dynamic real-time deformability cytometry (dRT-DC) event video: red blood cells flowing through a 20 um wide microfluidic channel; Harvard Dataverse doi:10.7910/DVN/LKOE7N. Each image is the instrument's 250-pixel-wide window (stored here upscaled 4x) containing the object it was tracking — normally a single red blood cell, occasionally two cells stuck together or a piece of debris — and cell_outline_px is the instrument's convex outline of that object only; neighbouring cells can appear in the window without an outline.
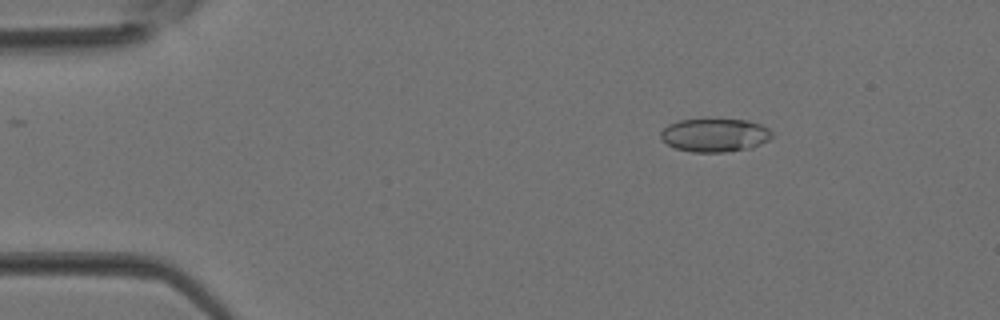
{"species": "Egyptian fruit bat (a non-hibernating species)", "species_latin": "Rousettus aegyptiacus", "temperature_condition": "room temperature", "stored_images_in_passage": 18, "camera_frame_rate_fps": 3000, "um_per_image_px": 0.085, "animal": {"sex": "female"}, "frame": {"image": 1, "passage_image": 1, "time_ms": 0.0, "image_size_px": [1000, 320], "cell_outline_px": [[772, 136], [768, 140], [752, 148], [724, 152], [692, 152], [676, 148], [668, 144], [660, 136], [660, 132], [668, 124], [680, 120], [748, 120], [760, 124], [768, 128], [772, 132]], "centroid_in_image_um": [60.77, 11.49], "position_along_channel_um": 24.2, "area_um2": 21.44}}
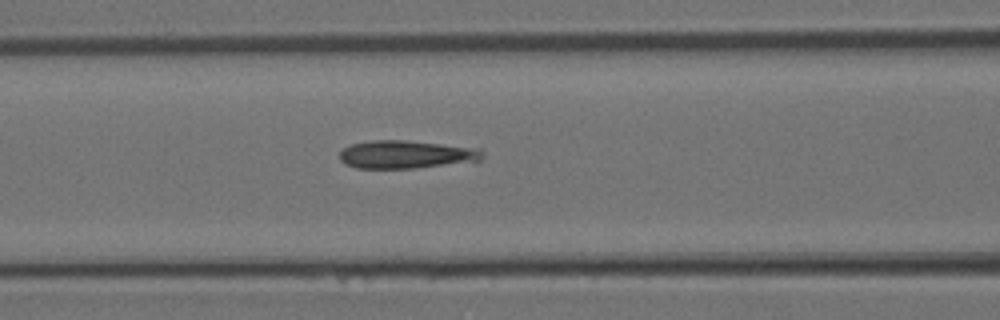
{"frame": {"image": 2, "passage_image": 11, "time_ms": 3.333, "image_size_px": [1000, 320], "cell_outline_px": [[484, 156], [480, 160], [416, 168], [356, 168], [344, 164], [340, 160], [340, 152], [344, 148], [352, 144], [372, 140], [404, 140], [480, 148], [484, 152]], "centroid_in_image_um": [34.51, 13.13], "position_along_channel_um": 132.1, "area_um2": 23.24}}
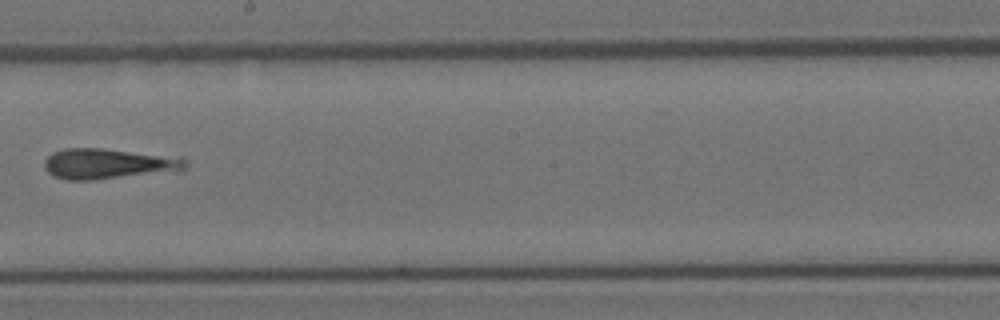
{"frame": {"image": 3, "passage_image": 17, "time_ms": 5.333, "image_size_px": [1000, 320], "cell_outline_px": [[188, 164], [180, 172], [92, 180], [68, 180], [52, 176], [44, 168], [44, 160], [52, 152], [64, 148], [100, 148], [184, 156], [188, 160]], "centroid_in_image_um": [9.32, 13.92], "position_along_channel_um": 238.9, "area_um2": 26.01}}